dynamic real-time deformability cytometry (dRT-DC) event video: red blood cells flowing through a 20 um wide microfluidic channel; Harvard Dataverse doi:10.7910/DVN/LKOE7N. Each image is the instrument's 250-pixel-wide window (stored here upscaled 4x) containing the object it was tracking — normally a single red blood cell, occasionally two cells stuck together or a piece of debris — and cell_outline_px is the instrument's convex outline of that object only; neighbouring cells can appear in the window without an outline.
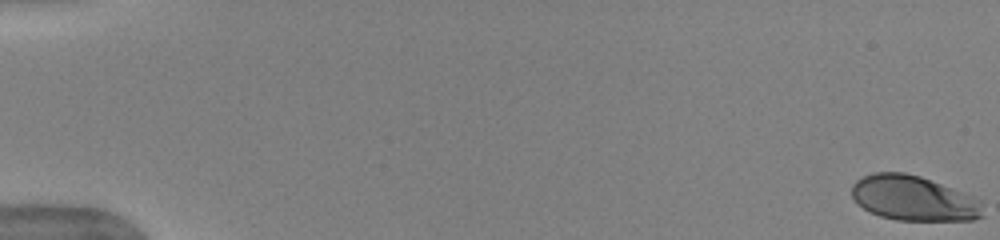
{"species": "human", "species_latin": "Homo sapiens", "temperature_condition": "warm", "stored_images_in_passage": 48, "camera_frame_rate_fps": 3000, "um_per_image_px": 0.085, "donor": {"sex": "female"}, "frame": {"image": 1, "passage_image": 1, "time_ms": 0.0, "image_size_px": [1000, 240], "cell_outline_px": [[984, 216], [972, 220], [896, 220], [880, 216], [868, 212], [856, 204], [852, 196], [852, 184], [856, 180], [872, 172], [904, 172], [920, 176], [972, 196], [980, 200]], "centroid_in_image_um": [77.6, 16.86], "position_along_channel_um": 7.4, "area_um2": 34.45}}
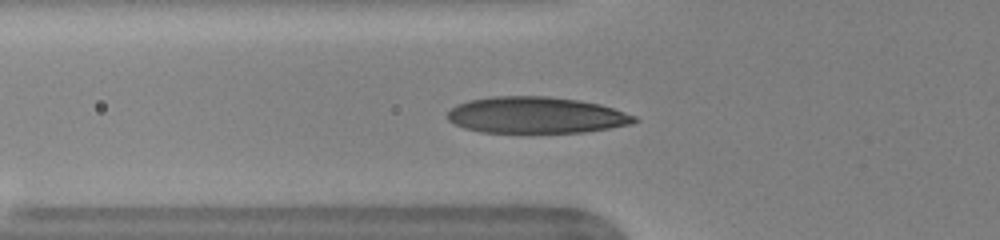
{"frame": {"image": 2, "passage_image": 20, "time_ms": 6.333, "image_size_px": [1000, 240], "cell_outline_px": [[640, 120], [632, 124], [584, 132], [480, 132], [464, 128], [448, 120], [448, 112], [456, 104], [468, 100], [492, 96], [548, 96], [580, 100], [600, 104], [636, 116]], "centroid_in_image_um": [45.57, 9.78], "position_along_channel_um": 80.2, "area_um2": 39.65}}
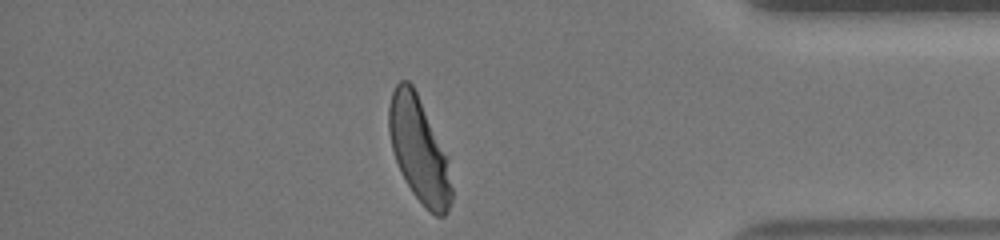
{"frame": {"image": 3, "passage_image": 46, "time_ms": 15.0, "image_size_px": [1000, 240], "cell_outline_px": [[452, 200], [448, 212], [444, 216], [436, 216], [428, 212], [424, 208], [412, 192], [396, 160], [392, 148], [388, 132], [388, 108], [392, 92], [396, 84], [400, 80], [408, 80], [412, 84], [416, 92], [444, 156], [452, 188]], "centroid_in_image_um": [35.56, 12.78], "position_along_channel_um": 399.6, "area_um2": 36.88}, "authors_computed_cell_mechanics": {"area_um2": 38.0902, "velocity_mm_per_s": 3.9555, "shape_relaxation_time_tau1_ms": 3.6406, "shape_relaxation_time_tau2_ms": null, "deformation_change_tau1": 0.1964, "deformation_change_tau2": null}}